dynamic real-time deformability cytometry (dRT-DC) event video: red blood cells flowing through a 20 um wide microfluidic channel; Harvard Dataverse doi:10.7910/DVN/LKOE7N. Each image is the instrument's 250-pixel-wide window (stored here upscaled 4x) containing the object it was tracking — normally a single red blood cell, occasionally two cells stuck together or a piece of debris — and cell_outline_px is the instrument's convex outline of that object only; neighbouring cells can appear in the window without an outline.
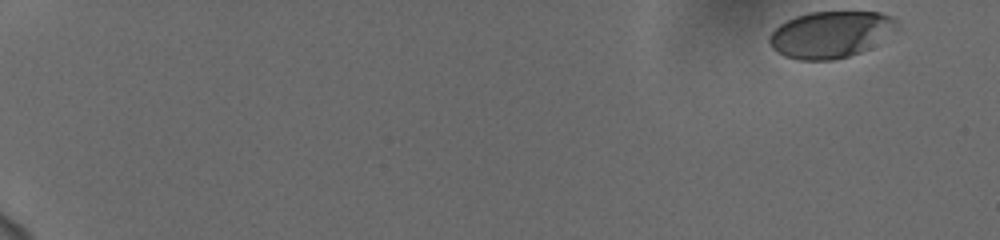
{"species": "human", "species_latin": "Homo sapiens", "temperature_condition": "cold", "stored_images_in_passage": 50, "camera_frame_rate_fps": 3000, "um_per_image_px": 0.085, "donor": {"sex": "female"}, "frame": {"image": 1, "passage_image": 1, "time_ms": 0.0, "image_size_px": [1000, 240], "cell_outline_px": [[900, 28], [868, 48], [860, 52], [848, 56], [832, 60], [800, 60], [784, 56], [776, 52], [772, 48], [768, 40], [768, 36], [780, 24], [796, 16], [808, 12], [880, 12], [892, 16], [900, 24]], "centroid_in_image_um": [70.61, 2.92], "position_along_channel_um": 14.4, "area_um2": 34.74}}
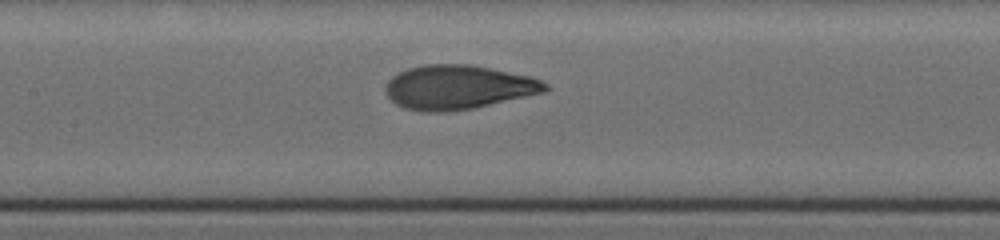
{"frame": {"image": 2, "passage_image": 29, "time_ms": 9.333, "image_size_px": [1000, 240], "cell_outline_px": [[552, 88], [544, 92], [472, 108], [444, 112], [424, 112], [404, 108], [396, 104], [384, 92], [384, 84], [392, 76], [408, 68], [424, 64], [468, 64], [492, 68], [528, 76], [540, 80], [548, 84]], "centroid_in_image_um": [38.9, 7.41], "position_along_channel_um": 168.5, "area_um2": 41.1}}
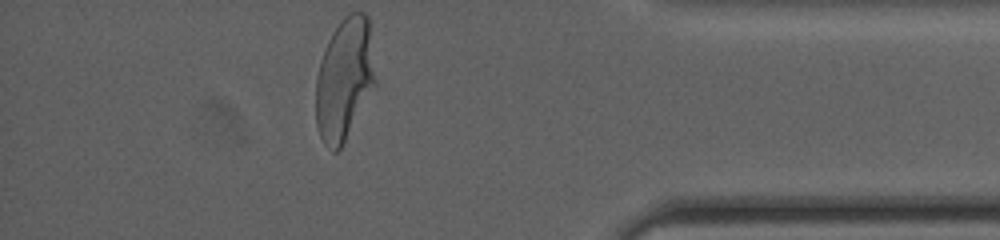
{"frame": {"image": 3, "passage_image": 50, "time_ms": 16.333, "image_size_px": [1000, 240], "cell_outline_px": [[376, 84], [340, 148], [336, 152], [332, 152], [324, 144], [320, 136], [316, 124], [316, 76], [320, 60], [328, 40], [332, 32], [344, 16], [348, 12], [364, 12], [368, 16], [376, 80]], "centroid_in_image_um": [29.26, 6.71], "position_along_channel_um": 405.9, "area_um2": 42.31}, "authors_computed_cell_mechanics": {"area_um2": 40.1132, "velocity_mm_per_s": 3.7275, "shape_relaxation_time_tau1_ms": 4.6958, "shape_relaxation_time_tau2_ms": null, "deformation_change_tau1": 0.2276, "deformation_change_tau2": null}}